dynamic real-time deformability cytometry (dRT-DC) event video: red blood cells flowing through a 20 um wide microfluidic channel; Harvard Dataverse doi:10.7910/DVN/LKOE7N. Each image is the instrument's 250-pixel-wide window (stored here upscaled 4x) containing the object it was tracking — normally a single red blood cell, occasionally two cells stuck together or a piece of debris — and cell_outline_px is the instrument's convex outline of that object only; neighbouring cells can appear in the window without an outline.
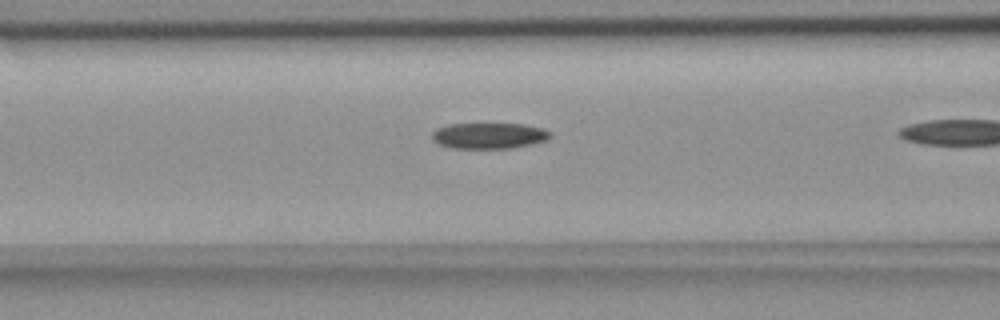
{"species": "common noctule bat (a hibernating species)", "species_latin": "Nyctalus noctula", "temperature_condition": "room temperature", "stored_images_in_passage": 24, "camera_frame_rate_fps": 3000, "um_per_image_px": 0.085, "animal": {"sex": "female", "body_mass_g": 18.4}, "frame": {"image": 1, "passage_image": 19, "time_ms": 6.0, "image_size_px": [1000, 320], "cell_outline_px": [[552, 136], [548, 140], [532, 144], [512, 148], [448, 148], [432, 140], [432, 132], [436, 128], [448, 124], [524, 124], [544, 128], [552, 132]], "centroid_in_image_um": [41.59, 11.53], "position_along_channel_um": 125.0, "area_um2": 18.09}}
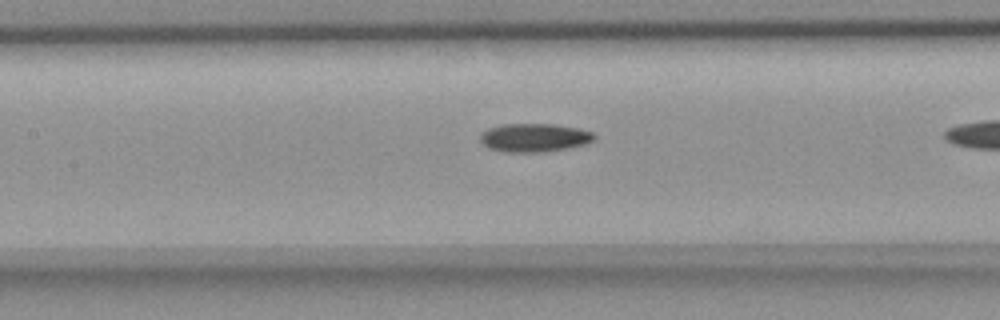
{"frame": {"image": 2, "passage_image": 22, "time_ms": 7.0, "image_size_px": [1000, 320], "cell_outline_px": [[596, 136], [592, 140], [584, 144], [568, 148], [544, 152], [504, 152], [488, 148], [480, 140], [480, 136], [488, 128], [504, 124], [552, 124], [580, 128], [592, 132]], "centroid_in_image_um": [45.41, 11.7], "position_along_channel_um": 162.0, "area_um2": 18.84}}